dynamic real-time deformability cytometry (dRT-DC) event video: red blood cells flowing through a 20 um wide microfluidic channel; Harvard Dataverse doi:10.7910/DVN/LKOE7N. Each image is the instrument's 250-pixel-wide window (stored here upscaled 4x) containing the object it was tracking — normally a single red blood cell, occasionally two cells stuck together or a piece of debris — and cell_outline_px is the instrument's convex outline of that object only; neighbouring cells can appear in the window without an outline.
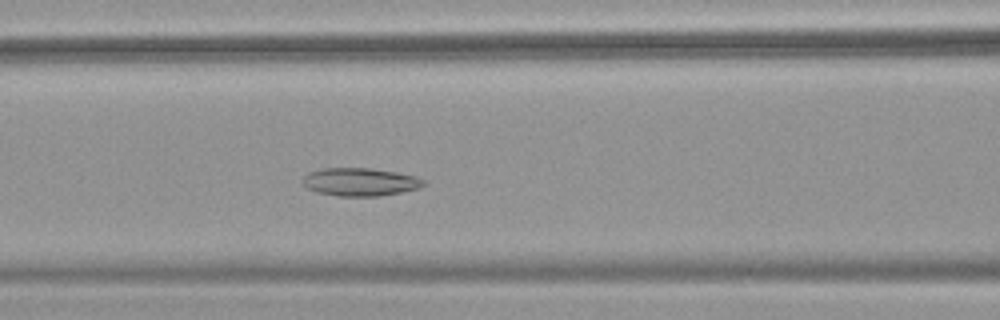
{"species": "common noctule bat (a hibernating species)", "species_latin": "Nyctalus noctula", "temperature_condition": "warm", "stored_images_in_passage": 34, "camera_frame_rate_fps": 3000, "um_per_image_px": 0.085, "animal": {"sex": "female", "body_mass_g": 18.4}, "frame": {"image": 1, "passage_image": 13, "time_ms": 4.0, "image_size_px": [1000, 320], "cell_outline_px": [[428, 184], [420, 188], [400, 192], [376, 196], [340, 196], [316, 192], [308, 188], [304, 184], [304, 176], [308, 172], [324, 168], [368, 168], [396, 172], [416, 176], [424, 180]], "centroid_in_image_um": [30.64, 15.46], "position_along_channel_um": 136.0, "area_um2": 19.65}}
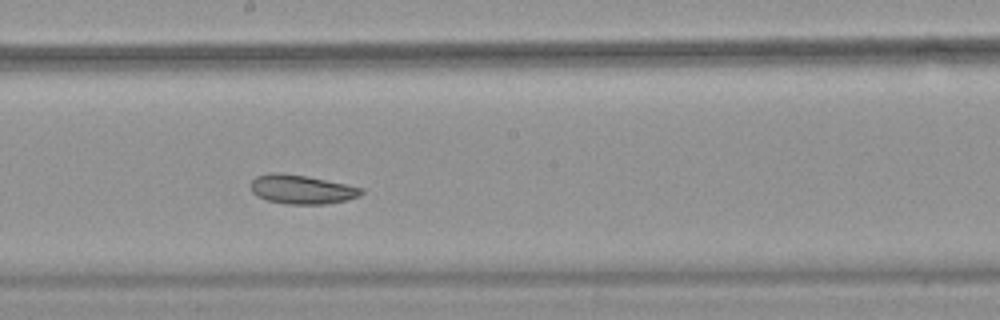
{"frame": {"image": 2, "passage_image": 20, "time_ms": 6.333, "image_size_px": [1000, 320], "cell_outline_px": [[364, 192], [360, 196], [344, 200], [324, 204], [284, 204], [268, 200], [256, 196], [252, 192], [252, 180], [256, 176], [272, 172], [280, 172], [304, 176], [348, 184], [364, 188]], "centroid_in_image_um": [25.65, 16.1], "position_along_channel_um": 222.5, "area_um2": 18.67}}
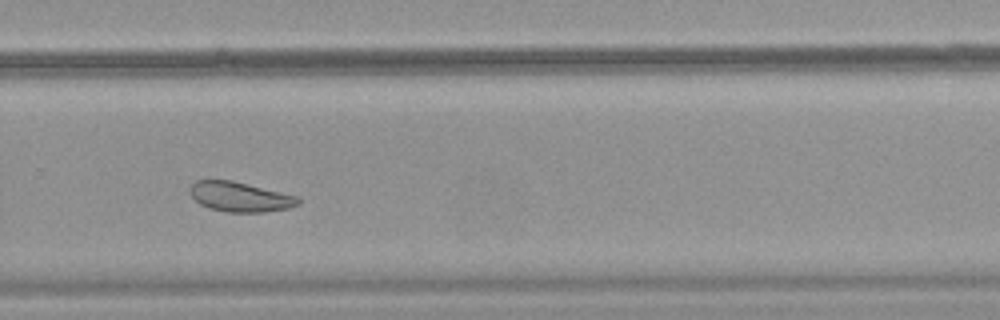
{"frame": {"image": 3, "passage_image": 27, "time_ms": 8.667, "image_size_px": [1000, 320], "cell_outline_px": [[300, 204], [288, 208], [264, 212], [224, 212], [208, 208], [200, 204], [192, 196], [192, 184], [196, 180], [232, 180], [300, 196]], "centroid_in_image_um": [20.46, 16.73], "position_along_channel_um": 309.3, "area_um2": 18.84}}